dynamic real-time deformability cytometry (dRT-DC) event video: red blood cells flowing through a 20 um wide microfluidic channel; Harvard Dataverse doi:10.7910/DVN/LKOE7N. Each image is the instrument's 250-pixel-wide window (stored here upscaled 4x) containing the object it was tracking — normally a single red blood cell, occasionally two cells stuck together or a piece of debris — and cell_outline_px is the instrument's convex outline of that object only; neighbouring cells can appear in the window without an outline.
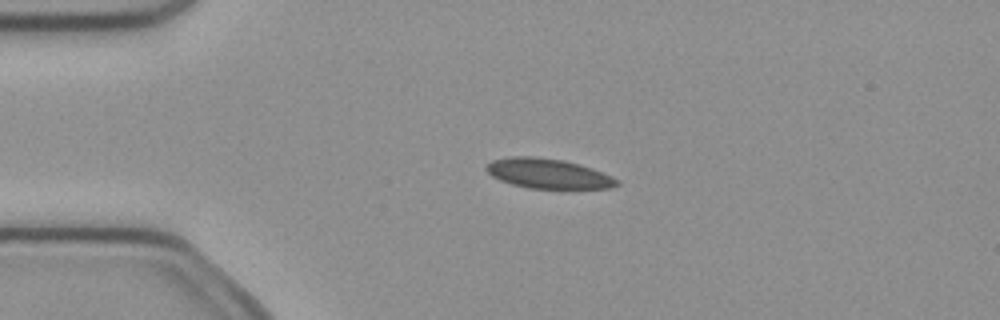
{"species": "common noctule bat (a hibernating species)", "species_latin": "Nyctalus noctula", "temperature_condition": "cold", "stored_images_in_passage": 4, "camera_frame_rate_fps": 3000, "um_per_image_px": 0.085, "animal": {"sex": "female", "body_mass_g": 21.9}, "frame": {"image": 1, "passage_image": 3, "time_ms": 0.667, "image_size_px": [1000, 320], "cell_outline_px": [[620, 184], [612, 188], [528, 188], [512, 184], [500, 180], [492, 176], [484, 168], [492, 160], [508, 156], [536, 156], [564, 160], [580, 164], [592, 168], [612, 176], [620, 180]], "centroid_in_image_um": [46.6, 14.74], "position_along_channel_um": 38.4, "area_um2": 22.83}}